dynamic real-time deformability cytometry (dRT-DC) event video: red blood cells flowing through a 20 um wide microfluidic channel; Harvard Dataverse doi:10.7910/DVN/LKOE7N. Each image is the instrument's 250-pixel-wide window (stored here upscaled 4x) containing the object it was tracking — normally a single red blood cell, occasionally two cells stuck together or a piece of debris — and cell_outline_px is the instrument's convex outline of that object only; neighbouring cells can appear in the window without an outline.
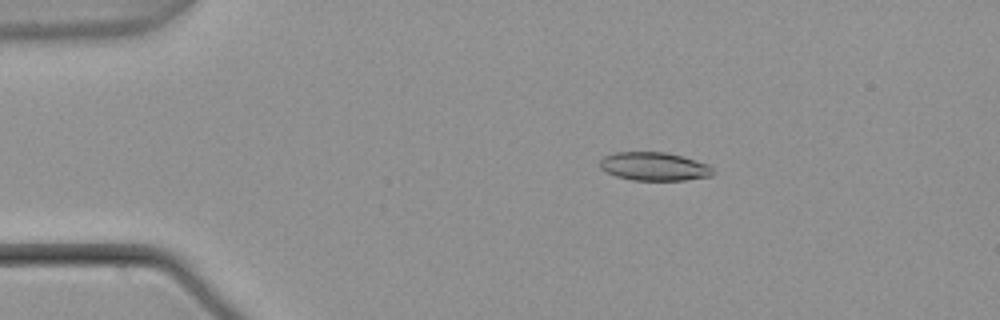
{"species": "common noctule bat (a hibernating species)", "species_latin": "Nyctalus noctula", "temperature_condition": "warm", "stored_images_in_passage": 55, "camera_frame_rate_fps": 3000, "um_per_image_px": 0.085, "animal": {"sex": "male", "body_mass_g": 21.5, "forearm_length_mm": 52.0}, "frame": {"image": 1, "passage_image": 11, "time_ms": 3.333, "image_size_px": [1000, 320], "cell_outline_px": [[712, 176], [684, 180], [632, 180], [616, 176], [600, 168], [600, 160], [604, 156], [612, 152], [668, 152], [708, 164], [712, 168]], "centroid_in_image_um": [55.58, 14.14], "position_along_channel_um": 29.4, "area_um2": 18.67}}
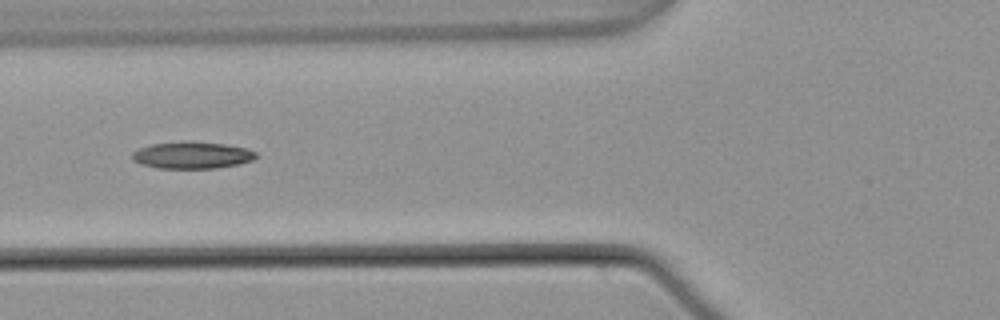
{"frame": {"image": 2, "passage_image": 22, "time_ms": 7.0, "image_size_px": [1000, 320], "cell_outline_px": [[256, 156], [252, 160], [240, 164], [216, 168], [160, 168], [140, 164], [132, 160], [132, 152], [140, 148], [152, 144], [188, 140], [224, 144], [248, 148], [256, 152]], "centroid_in_image_um": [16.33, 13.18], "position_along_channel_um": 109.5, "area_um2": 19.54}}
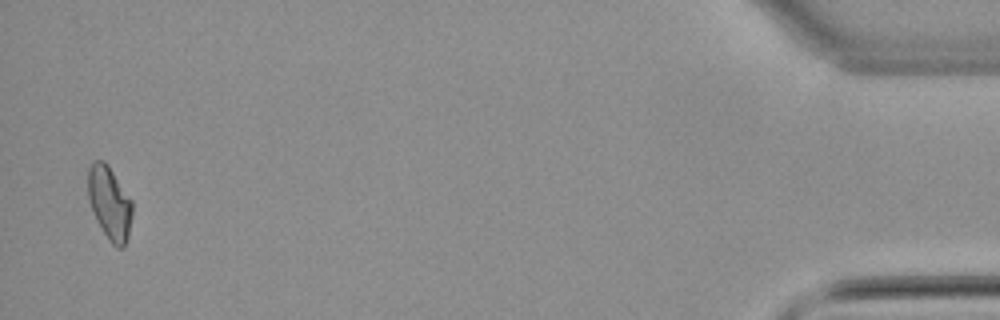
{"frame": {"image": 3, "passage_image": 54, "time_ms": 17.667, "image_size_px": [1000, 320], "cell_outline_px": [[132, 212], [128, 236], [124, 248], [116, 248], [112, 244], [104, 232], [92, 208], [88, 196], [88, 168], [92, 160], [104, 160], [108, 164], [132, 200]], "centroid_in_image_um": [9.32, 17.21], "position_along_channel_um": 425.9, "area_um2": 18.73}, "authors_computed_cell_mechanics": {"area_um2": 18.9006, "velocity_mm_per_s": 3.7992, "shape_relaxation_time_tau1_ms": 11.2115, "shape_relaxation_time_tau2_ms": 5.2743, "deformation_change_tau1": 0.2388, "deformation_change_tau2": 0.1129}}